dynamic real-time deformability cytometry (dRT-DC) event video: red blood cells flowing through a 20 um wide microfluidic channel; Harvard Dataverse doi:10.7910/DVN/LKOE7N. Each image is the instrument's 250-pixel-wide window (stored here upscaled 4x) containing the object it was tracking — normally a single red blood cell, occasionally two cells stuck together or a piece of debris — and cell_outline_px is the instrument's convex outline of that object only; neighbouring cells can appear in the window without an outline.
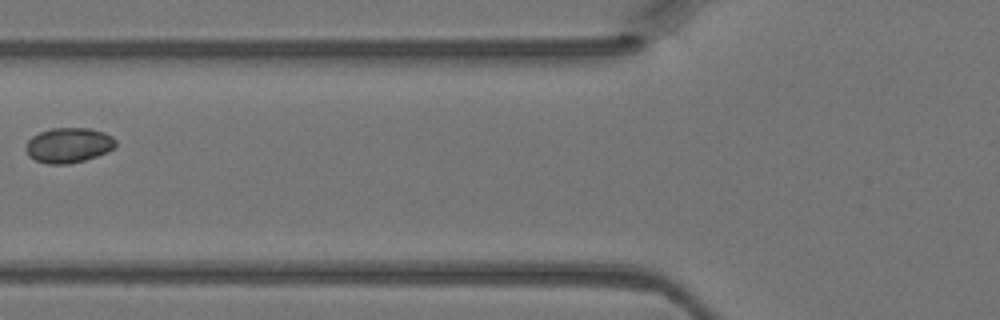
{"species": "Egyptian fruit bat (a non-hibernating species)", "species_latin": "Rousettus aegyptiacus", "temperature_condition": "warm", "stored_images_in_passage": 4, "camera_frame_rate_fps": 3000, "um_per_image_px": 0.085, "animal": {"sex": "female"}, "frame": {"image": 1, "passage_image": 4, "time_ms": 1.0, "image_size_px": [1000, 320], "cell_outline_px": [[116, 148], [96, 156], [84, 160], [68, 164], [48, 164], [36, 160], [28, 156], [24, 148], [28, 140], [32, 136], [40, 132], [52, 128], [88, 128], [104, 132], [112, 136], [116, 140]], "centroid_in_image_um": [5.82, 12.34], "position_along_channel_um": 120.0, "area_um2": 18.44}}